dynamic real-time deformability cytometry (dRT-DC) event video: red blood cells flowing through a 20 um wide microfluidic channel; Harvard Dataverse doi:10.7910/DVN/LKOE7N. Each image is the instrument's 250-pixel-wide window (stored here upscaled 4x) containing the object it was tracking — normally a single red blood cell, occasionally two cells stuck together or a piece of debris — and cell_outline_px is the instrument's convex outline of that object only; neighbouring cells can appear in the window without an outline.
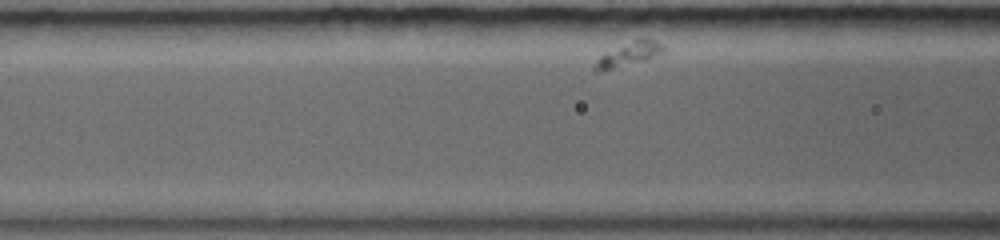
{"species": "common noctule bat (a hibernating species)", "species_latin": "Nyctalus noctula", "temperature_condition": "warm", "stored_images_in_passage": 28, "camera_frame_rate_fps": 5000, "um_per_image_px": 0.085, "animal": {"sex": "female", "body_mass_g": 19.0, "forearm_length_mm": 56.7}, "frame": {"image": 1, "passage_image": 5, "time_ms": 1.6, "image_size_px": [1000, 240], "cell_outline_px": [[664, 52], [648, 60], [600, 72], [592, 68], [596, 60], [600, 56], [636, 36], [644, 36], [656, 40], [664, 48]], "centroid_in_image_um": [53.48, 4.56], "position_along_channel_um": 113.1, "area_um2": 10.0}}